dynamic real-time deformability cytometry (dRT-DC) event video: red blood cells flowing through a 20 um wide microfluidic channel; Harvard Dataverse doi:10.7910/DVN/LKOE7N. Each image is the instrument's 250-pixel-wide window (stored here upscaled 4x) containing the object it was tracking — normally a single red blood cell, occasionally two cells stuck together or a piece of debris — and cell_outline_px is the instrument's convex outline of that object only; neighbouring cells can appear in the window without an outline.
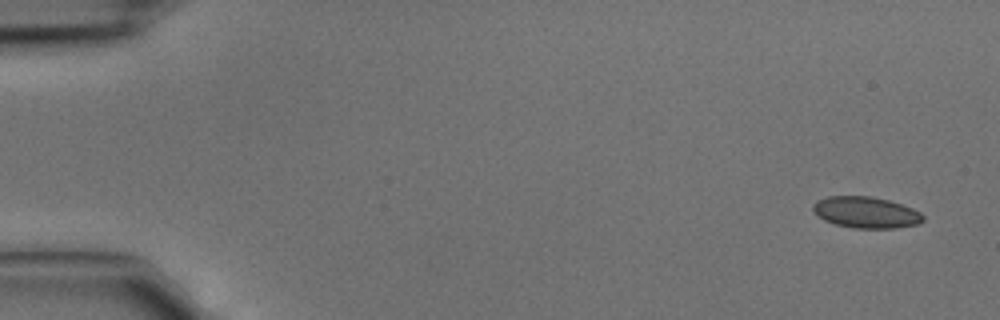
{"species": "common noctule bat (a hibernating species)", "species_latin": "Nyctalus noctula", "temperature_condition": "cold", "stored_images_in_passage": 4, "camera_frame_rate_fps": 3000, "um_per_image_px": 0.085, "animal": {"sex": "male", "body_mass_g": 15.6}, "frame": {"image": 1, "passage_image": 1, "time_ms": 0.0, "image_size_px": [1000, 320], "cell_outline_px": [[924, 220], [920, 224], [896, 228], [852, 228], [836, 224], [824, 220], [812, 208], [812, 204], [816, 200], [828, 196], [872, 196], [888, 200], [912, 208], [920, 212], [924, 216]], "centroid_in_image_um": [73.63, 18.05], "position_along_channel_um": 11.4, "area_um2": 20.11}}